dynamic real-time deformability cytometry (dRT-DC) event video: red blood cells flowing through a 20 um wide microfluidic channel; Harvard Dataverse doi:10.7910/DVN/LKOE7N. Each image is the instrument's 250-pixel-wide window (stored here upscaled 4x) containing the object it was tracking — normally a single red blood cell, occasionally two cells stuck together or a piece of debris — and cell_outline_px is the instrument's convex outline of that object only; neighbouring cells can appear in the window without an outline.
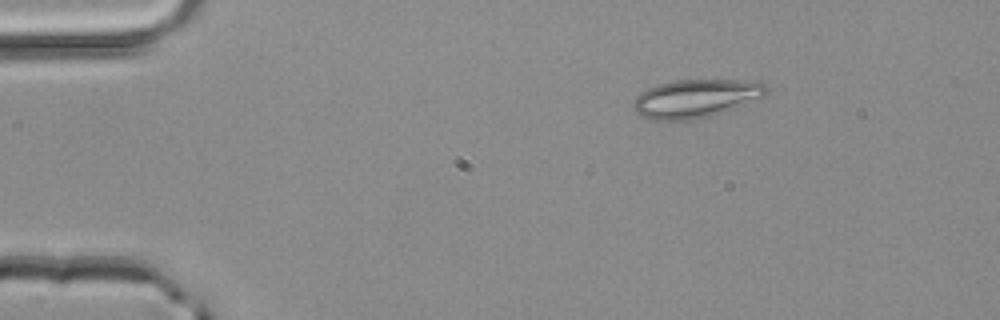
{"species": "common noctule bat (a hibernating species)", "species_latin": "Nyctalus noctula", "temperature_condition": "room temperature", "stored_images_in_passage": 2, "camera_frame_rate_fps": 3000, "um_per_image_px": 0.085, "animal": {"sex": "male", "body_mass_g": 20.4}, "frame": {"image": 1, "passage_image": 1, "time_ms": 0.0, "image_size_px": [1000, 320], "cell_outline_px": [[768, 92], [764, 96], [712, 116], [696, 120], [652, 120], [636, 112], [632, 108], [632, 100], [640, 92], [648, 88], [660, 84], [676, 80], [756, 80], [764, 84], [768, 88]], "centroid_in_image_um": [59.12, 8.37], "position_along_channel_um": 25.9, "area_um2": 29.77}}